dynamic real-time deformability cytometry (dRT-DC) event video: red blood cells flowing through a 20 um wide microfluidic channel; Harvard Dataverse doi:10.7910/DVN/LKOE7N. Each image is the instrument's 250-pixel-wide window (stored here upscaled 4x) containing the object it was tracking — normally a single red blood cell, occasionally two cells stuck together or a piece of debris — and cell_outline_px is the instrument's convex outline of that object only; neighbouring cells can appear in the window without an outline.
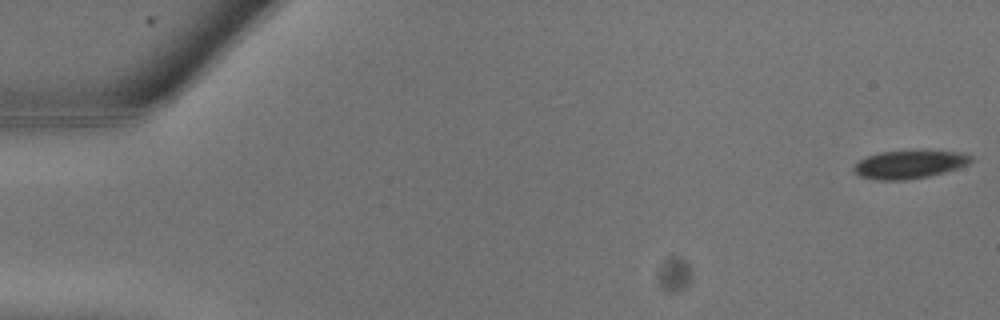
{"species": "common noctule bat (a hibernating species)", "species_latin": "Nyctalus noctula", "temperature_condition": "warm", "stored_images_in_passage": 10, "camera_frame_rate_fps": 3000, "um_per_image_px": 0.085, "animal": {"sex": "male", "body_mass_g": 13.3}, "frame": {"image": 1, "passage_image": 1, "time_ms": 0.0, "image_size_px": [1000, 320], "cell_outline_px": [[972, 160], [968, 164], [944, 172], [928, 176], [904, 180], [880, 180], [860, 176], [852, 168], [860, 160], [868, 156], [880, 152], [912, 148], [924, 148], [960, 152], [972, 156]], "centroid_in_image_um": [77.34, 13.91], "position_along_channel_um": 7.7, "area_um2": 19.83}}
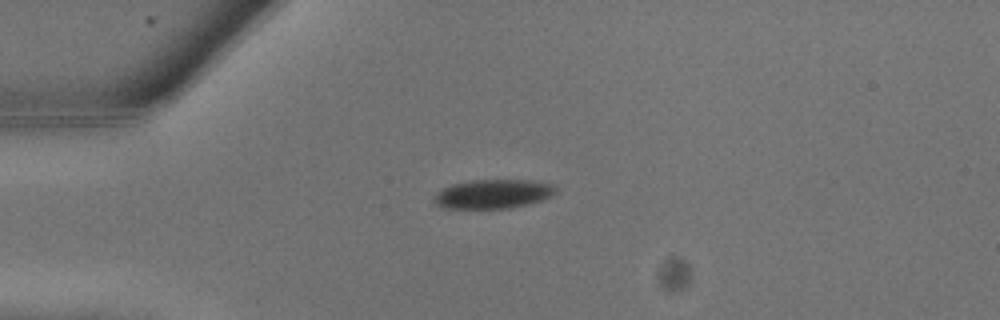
{"frame": {"image": 2, "passage_image": 7, "time_ms": 2.0, "image_size_px": [1000, 320], "cell_outline_px": [[556, 192], [540, 200], [508, 208], [444, 208], [436, 204], [432, 200], [432, 196], [436, 192], [452, 184], [472, 180], [532, 180], [552, 184], [556, 188]], "centroid_in_image_um": [41.84, 16.47], "position_along_channel_um": 43.2, "area_um2": 20.4}}